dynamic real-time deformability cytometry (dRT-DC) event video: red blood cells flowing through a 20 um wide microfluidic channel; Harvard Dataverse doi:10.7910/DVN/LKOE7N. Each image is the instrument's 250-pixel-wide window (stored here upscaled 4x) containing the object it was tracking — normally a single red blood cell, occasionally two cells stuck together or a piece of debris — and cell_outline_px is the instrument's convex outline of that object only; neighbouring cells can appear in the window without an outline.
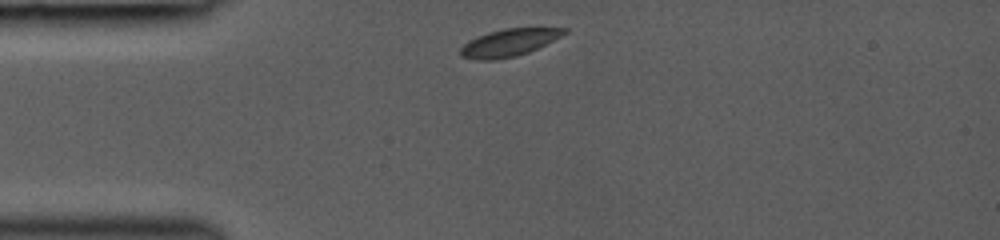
{"species": "common noctule bat (a hibernating species)", "species_latin": "Nyctalus noctula", "temperature_condition": "room temperature", "stored_images_in_passage": 2, "camera_frame_rate_fps": 3000, "um_per_image_px": 0.085, "animal": {"sex": "female", "body_mass_g": 19.0, "forearm_length_mm": 53.3}, "frame": {"image": 1, "passage_image": 1, "time_ms": 0.0, "image_size_px": [1000, 240], "cell_outline_px": [[568, 32], [528, 52], [516, 56], [496, 60], [476, 60], [460, 56], [460, 48], [468, 40], [476, 36], [488, 32], [504, 28], [568, 28]], "centroid_in_image_um": [43.2, 3.63], "position_along_channel_um": 41.8, "area_um2": 16.47}}